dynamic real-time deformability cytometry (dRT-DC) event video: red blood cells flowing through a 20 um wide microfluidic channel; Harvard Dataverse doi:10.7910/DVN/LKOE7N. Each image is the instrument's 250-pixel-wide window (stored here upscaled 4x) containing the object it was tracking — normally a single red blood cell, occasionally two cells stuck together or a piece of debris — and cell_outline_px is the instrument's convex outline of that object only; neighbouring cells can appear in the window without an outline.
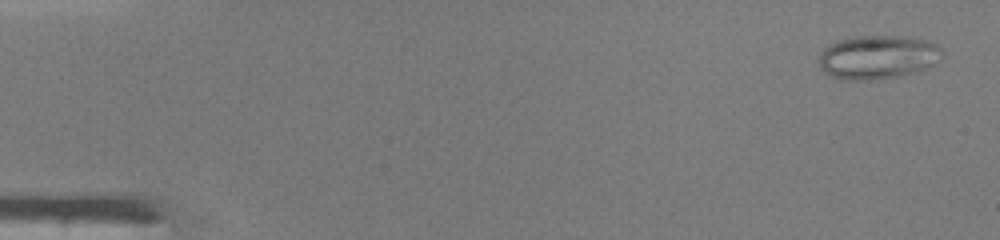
{"species": "common noctule bat (a hibernating species)", "species_latin": "Nyctalus noctula", "temperature_condition": "warm", "stored_images_in_passage": 47, "camera_frame_rate_fps": 3000, "um_per_image_px": 0.085, "animal": {"sex": "male", "body_mass_g": 19.0, "forearm_length_mm": 50.8}, "frame": {"image": 1, "passage_image": 2, "time_ms": 0.333, "image_size_px": [1000, 240], "cell_outline_px": [[940, 60], [924, 68], [912, 72], [896, 76], [872, 80], [840, 80], [824, 72], [820, 68], [820, 52], [828, 44], [840, 40], [856, 36], [908, 36], [924, 40], [936, 44], [940, 48]], "centroid_in_image_um": [74.55, 4.85], "position_along_channel_um": 10.4, "area_um2": 31.15}}
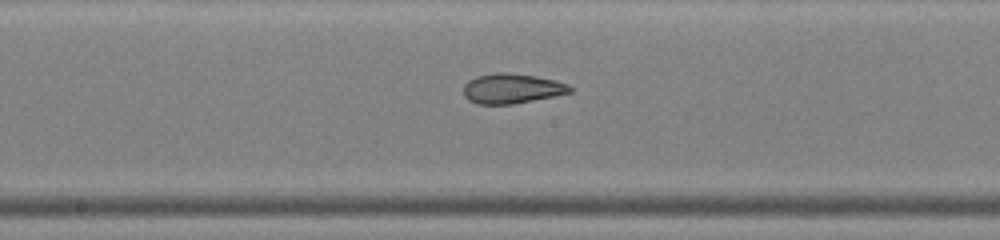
{"frame": {"image": 2, "passage_image": 25, "time_ms": 8.0, "image_size_px": [1000, 240], "cell_outline_px": [[572, 92], [512, 104], [476, 104], [468, 100], [464, 96], [464, 84], [468, 80], [476, 76], [496, 72], [508, 72], [536, 76], [556, 80], [568, 84], [572, 88]], "centroid_in_image_um": [43.48, 7.51], "position_along_channel_um": 204.7, "area_um2": 18.61}}
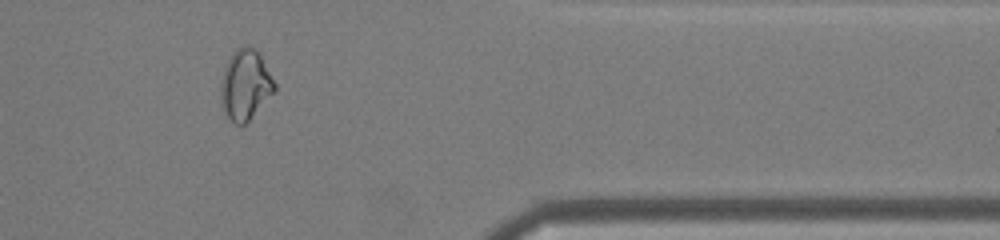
{"frame": {"image": 3, "passage_image": 39, "time_ms": 12.667, "image_size_px": [1000, 240], "cell_outline_px": [[276, 88], [248, 120], [244, 124], [236, 124], [228, 116], [224, 108], [220, 96], [220, 84], [224, 68], [232, 52], [236, 48], [252, 48], [260, 52], [276, 84]], "centroid_in_image_um": [20.85, 7.17], "position_along_channel_um": 390.6, "area_um2": 21.44}, "authors_computed_cell_mechanics": {"area_um2": 22.4842, "velocity_mm_per_s": 4.3478, "shape_relaxation_time_tau1_ms": null, "shape_relaxation_time_tau2_ms": 1.8037, "deformation_change_tau1": null, "deformation_change_tau2": 0.087}}